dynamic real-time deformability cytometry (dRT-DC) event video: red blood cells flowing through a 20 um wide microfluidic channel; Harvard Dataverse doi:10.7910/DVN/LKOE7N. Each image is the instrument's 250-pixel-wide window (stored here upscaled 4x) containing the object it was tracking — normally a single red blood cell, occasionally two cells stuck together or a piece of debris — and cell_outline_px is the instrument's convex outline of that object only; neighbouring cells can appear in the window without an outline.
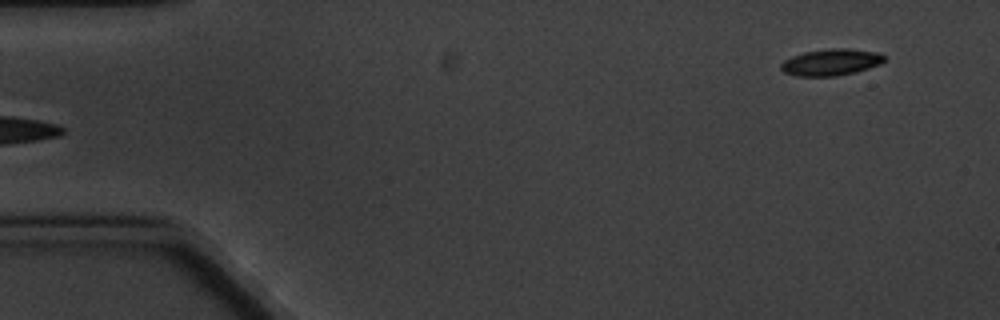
{"species": "common noctule bat (a hibernating species)", "species_latin": "Nyctalus noctula", "temperature_condition": "cold", "stored_images_in_passage": 6, "segment_of_instrument_passage": [2, 2], "camera_frame_rate_fps": 3000, "um_per_image_px": 0.085, "animal": {"sex": "male", "body_mass_g": 20.1, "forearm_length_mm": 53.5}, "frame": {"image": 1, "passage_image": 6, "time_ms": 6.333, "image_size_px": [1000, 320], "cell_outline_px": [[884, 60], [880, 64], [856, 72], [836, 76], [796, 76], [784, 72], [780, 68], [780, 64], [784, 60], [792, 56], [804, 52], [828, 48], [848, 48], [880, 52], [884, 56]], "centroid_in_image_um": [70.63, 5.28], "position_along_channel_um": 14.4, "area_um2": 16.13}}